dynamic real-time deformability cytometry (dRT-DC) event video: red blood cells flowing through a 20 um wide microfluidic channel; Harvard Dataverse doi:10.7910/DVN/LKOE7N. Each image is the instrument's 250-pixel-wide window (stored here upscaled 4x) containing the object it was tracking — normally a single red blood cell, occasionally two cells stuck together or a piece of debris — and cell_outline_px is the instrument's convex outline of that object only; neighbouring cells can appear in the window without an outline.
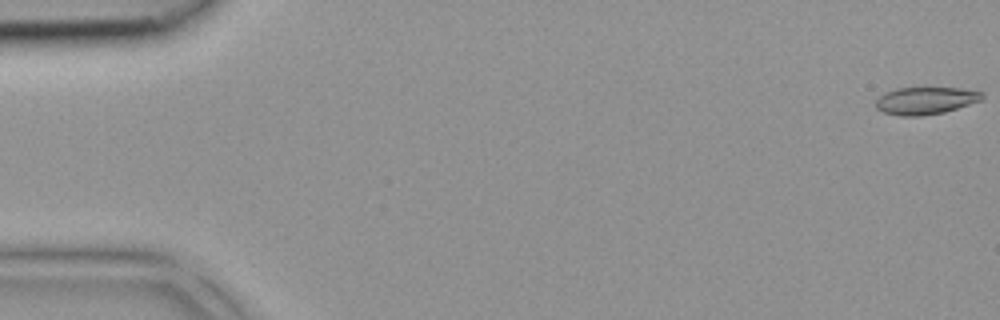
{"species": "common noctule bat (a hibernating species)", "species_latin": "Nyctalus noctula", "temperature_condition": "room temperature", "stored_images_in_passage": 6, "camera_frame_rate_fps": 3000, "um_per_image_px": 0.085, "animal": {"sex": "female", "body_mass_g": 18.4}, "frame": {"image": 1, "passage_image": 1, "time_ms": 0.0, "image_size_px": [1000, 320], "cell_outline_px": [[984, 96], [980, 100], [944, 112], [920, 116], [900, 116], [884, 112], [876, 108], [876, 100], [884, 92], [896, 88], [960, 88], [984, 92]], "centroid_in_image_um": [78.65, 8.55], "position_along_channel_um": 6.4, "area_um2": 16.82}}